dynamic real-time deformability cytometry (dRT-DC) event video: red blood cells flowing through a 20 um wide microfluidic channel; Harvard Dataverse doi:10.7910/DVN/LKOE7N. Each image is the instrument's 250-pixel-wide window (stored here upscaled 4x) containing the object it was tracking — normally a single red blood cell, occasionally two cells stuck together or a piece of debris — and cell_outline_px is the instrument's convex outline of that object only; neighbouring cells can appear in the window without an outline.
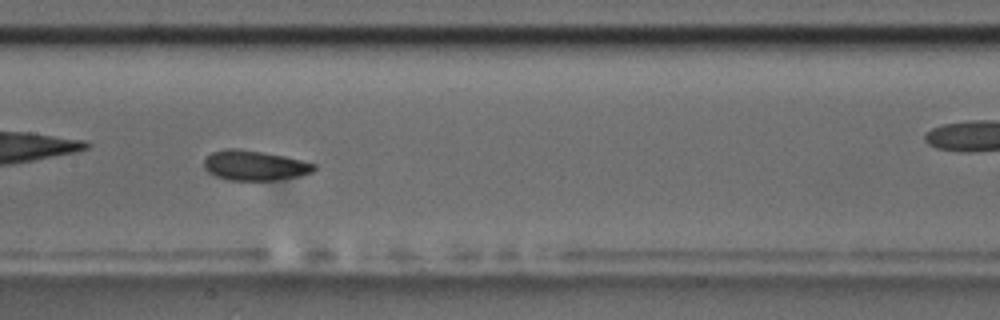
{"species": "common noctule bat (a hibernating species)", "species_latin": "Nyctalus noctula", "temperature_condition": "room temperature", "stored_images_in_passage": 41, "camera_frame_rate_fps": 3000, "um_per_image_px": 0.085, "animal": {"sex": "male", "body_mass_g": 17.5, "forearm_length_mm": 52.3}, "frame": {"image": 1, "passage_image": 12, "time_ms": 3.667, "image_size_px": [1000, 320], "cell_outline_px": [[316, 168], [312, 172], [296, 176], [276, 180], [228, 180], [216, 176], [208, 172], [204, 168], [204, 160], [212, 152], [228, 148], [236, 148], [264, 152], [284, 156], [316, 164]], "centroid_in_image_um": [21.62, 14.06], "position_along_channel_um": 185.8, "area_um2": 19.07}, "authors_computed_cell_mechanics": {"area_um2": 19.4786, "velocity_mm_per_s": 3.5632, "shape_relaxation_time_tau1_ms": null, "shape_relaxation_time_tau2_ms": 1.8837, "deformation_change_tau1": null, "deformation_change_tau2": 0.0518}}